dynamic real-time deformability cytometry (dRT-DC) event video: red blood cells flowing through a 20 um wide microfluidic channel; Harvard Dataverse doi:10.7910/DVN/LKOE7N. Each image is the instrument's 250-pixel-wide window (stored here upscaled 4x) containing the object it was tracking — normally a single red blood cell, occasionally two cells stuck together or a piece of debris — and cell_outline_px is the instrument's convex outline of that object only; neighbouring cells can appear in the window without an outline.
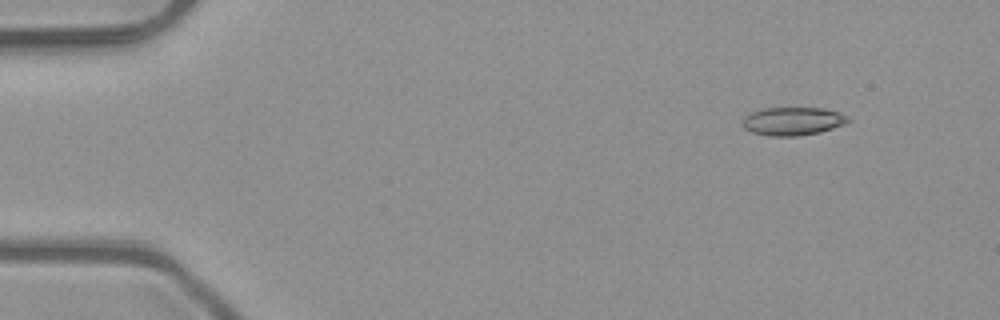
{"species": "common noctule bat (a hibernating species)", "species_latin": "Nyctalus noctula", "temperature_condition": "room temperature", "stored_images_in_passage": 4, "camera_frame_rate_fps": 3000, "um_per_image_px": 0.085, "animal": {"sex": "male", "body_mass_g": 23.1, "forearm_length_mm": 52.7}, "frame": {"image": 1, "passage_image": 1, "time_ms": 0.0, "image_size_px": [1000, 320], "cell_outline_px": [[852, 120], [844, 124], [820, 132], [796, 136], [768, 136], [752, 132], [744, 128], [744, 116], [752, 112], [764, 108], [824, 108], [848, 116]], "centroid_in_image_um": [67.4, 10.3], "position_along_channel_um": 17.6, "area_um2": 17.22}}
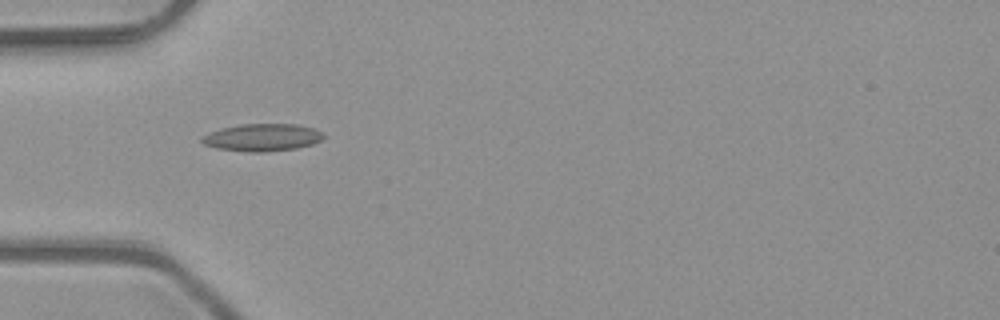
{"frame": {"image": 2, "passage_image": 4, "time_ms": 1.0, "image_size_px": [1000, 320], "cell_outline_px": [[324, 136], [320, 140], [312, 144], [296, 148], [260, 152], [248, 152], [216, 148], [204, 144], [200, 140], [200, 136], [220, 128], [240, 124], [296, 124], [312, 128], [320, 132]], "centroid_in_image_um": [22.23, 11.68], "position_along_channel_um": 62.8, "area_um2": 19.31}}